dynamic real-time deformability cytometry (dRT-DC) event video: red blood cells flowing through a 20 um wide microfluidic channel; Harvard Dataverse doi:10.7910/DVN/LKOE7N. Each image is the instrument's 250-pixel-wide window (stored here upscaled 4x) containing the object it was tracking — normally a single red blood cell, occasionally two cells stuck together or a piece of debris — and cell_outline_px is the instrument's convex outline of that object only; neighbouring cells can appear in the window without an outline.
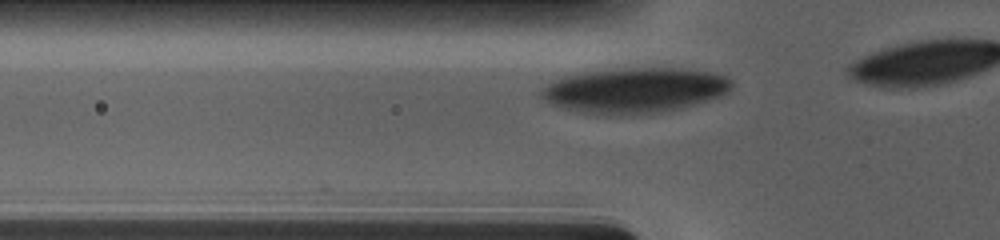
{"species": "human", "species_latin": "Homo sapiens", "temperature_condition": "cold", "stored_images_in_passage": 11, "camera_frame_rate_fps": 3000, "um_per_image_px": 0.085, "donor": {"sex": "male"}, "frame": {"image": 1, "passage_image": 5, "time_ms": 1.333, "image_size_px": [1000, 240], "cell_outline_px": [[732, 88], [728, 92], [720, 96], [696, 104], [680, 108], [660, 112], [632, 116], [596, 116], [564, 108], [552, 104], [540, 96], [540, 88], [552, 80], [564, 76], [592, 72], [636, 68], [672, 68], [708, 72], [724, 76], [732, 80]], "centroid_in_image_um": [53.91, 7.72], "position_along_channel_um": 71.9, "area_um2": 50.29}}
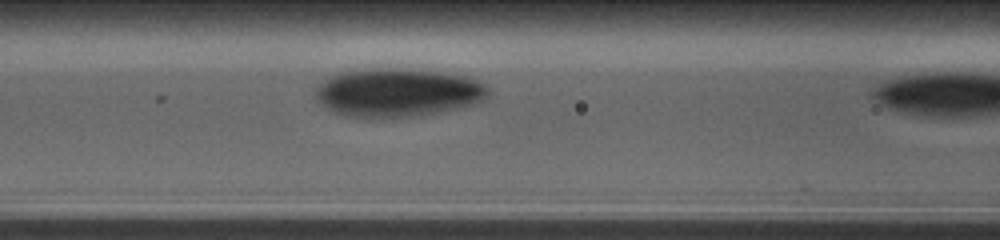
{"frame": {"image": 2, "passage_image": 10, "time_ms": 3.0, "image_size_px": [1000, 240], "cell_outline_px": [[488, 96], [484, 100], [476, 104], [464, 108], [420, 116], [348, 116], [336, 112], [328, 108], [316, 100], [316, 88], [324, 80], [340, 72], [376, 68], [392, 68], [436, 72], [464, 76], [476, 80], [484, 84], [488, 88]], "centroid_in_image_um": [33.86, 7.87], "position_along_channel_um": 132.7, "area_um2": 48.21}}